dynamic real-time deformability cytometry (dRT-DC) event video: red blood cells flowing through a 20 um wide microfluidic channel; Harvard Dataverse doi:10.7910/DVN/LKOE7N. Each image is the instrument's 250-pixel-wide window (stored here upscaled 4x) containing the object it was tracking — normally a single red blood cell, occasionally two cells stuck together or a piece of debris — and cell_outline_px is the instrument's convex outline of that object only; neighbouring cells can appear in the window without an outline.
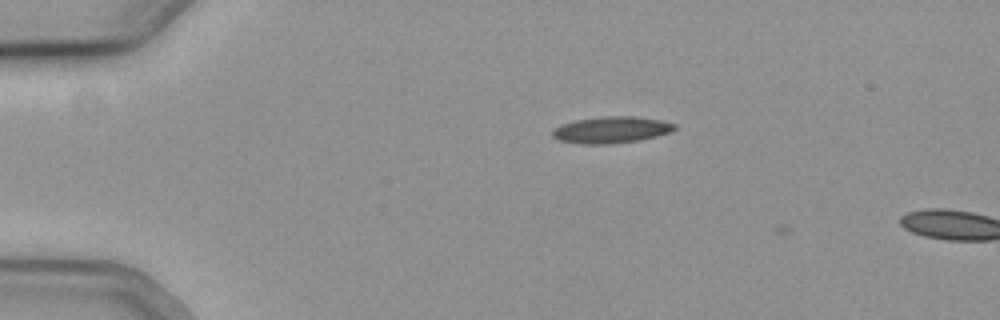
{"species": "common noctule bat (a hibernating species)", "species_latin": "Nyctalus noctula", "temperature_condition": "cold", "stored_images_in_passage": 4, "camera_frame_rate_fps": 3000, "um_per_image_px": 0.085, "animal": {"sex": "female", "body_mass_g": 19.3, "forearm_length_mm": 54.1}, "frame": {"image": 1, "passage_image": 3, "time_ms": 0.667, "image_size_px": [1000, 320], "cell_outline_px": [[676, 128], [668, 132], [656, 136], [636, 140], [608, 144], [580, 144], [560, 140], [552, 136], [552, 132], [556, 128], [564, 124], [576, 120], [604, 116], [632, 116], [660, 120], [676, 124]], "centroid_in_image_um": [51.95, 11.03], "position_along_channel_um": 33.0, "area_um2": 18.5}}